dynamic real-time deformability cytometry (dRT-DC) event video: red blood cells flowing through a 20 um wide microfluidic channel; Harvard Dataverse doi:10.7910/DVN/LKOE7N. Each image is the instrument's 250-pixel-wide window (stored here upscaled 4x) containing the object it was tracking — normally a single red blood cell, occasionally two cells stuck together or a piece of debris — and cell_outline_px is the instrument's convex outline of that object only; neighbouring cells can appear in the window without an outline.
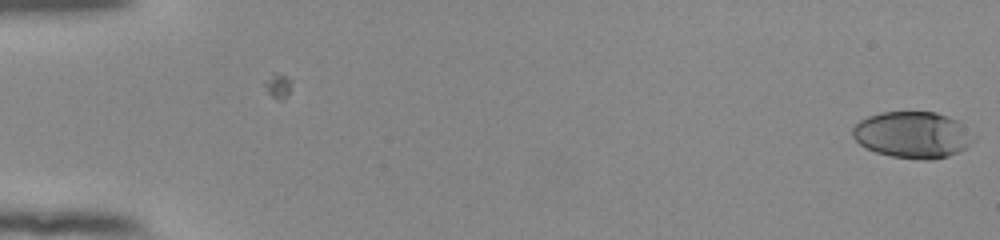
{"species": "human", "species_latin": "Homo sapiens", "temperature_condition": "room temperature", "stored_images_in_passage": 7, "camera_frame_rate_fps": 3000, "um_per_image_px": 0.085, "donor": {"sex": "female"}, "frame": {"image": 1, "passage_image": 7, "time_ms": 2.0, "image_size_px": [1000, 240], "cell_outline_px": [[972, 140], [968, 148], [948, 156], [932, 160], [924, 160], [892, 156], [876, 152], [860, 144], [852, 136], [852, 128], [860, 120], [868, 116], [880, 112], [936, 112], [948, 116], [956, 120], [960, 124]], "centroid_in_image_um": [77.51, 11.46], "position_along_channel_um": 7.5, "area_um2": 32.31}}